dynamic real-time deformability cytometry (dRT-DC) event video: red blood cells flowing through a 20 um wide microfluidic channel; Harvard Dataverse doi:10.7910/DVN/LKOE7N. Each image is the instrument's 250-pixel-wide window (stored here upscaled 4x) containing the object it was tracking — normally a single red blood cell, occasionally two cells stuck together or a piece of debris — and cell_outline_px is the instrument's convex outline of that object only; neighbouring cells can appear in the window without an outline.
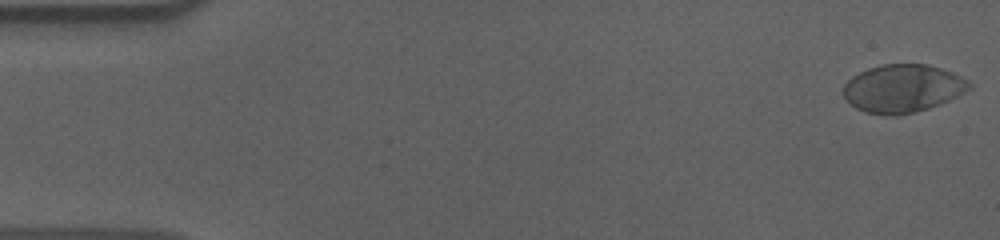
{"species": "human", "species_latin": "Homo sapiens", "temperature_condition": "cold", "stored_images_in_passage": 56, "camera_frame_rate_fps": 3000, "um_per_image_px": 0.085, "donor": {"sex": "male"}, "frame": {"image": 1, "passage_image": 1, "time_ms": 0.0, "image_size_px": [1000, 240], "cell_outline_px": [[972, 88], [940, 104], [928, 108], [896, 116], [892, 116], [864, 112], [856, 108], [844, 96], [844, 84], [852, 76], [868, 68], [884, 64], [924, 64], [940, 68], [952, 72], [968, 80], [972, 84]], "centroid_in_image_um": [76.73, 7.51], "position_along_channel_um": 8.3, "area_um2": 34.97}}
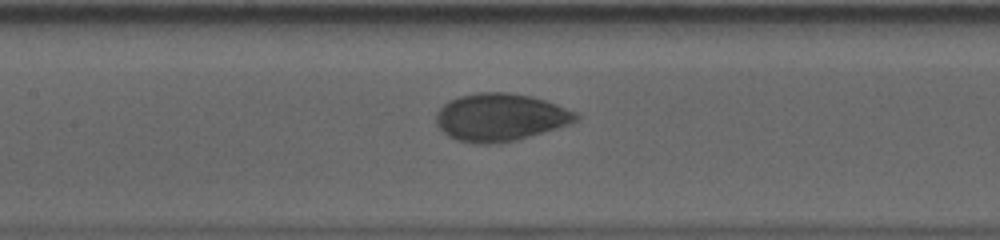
{"frame": {"image": 2, "passage_image": 26, "time_ms": 8.333, "image_size_px": [1000, 240], "cell_outline_px": [[580, 116], [576, 120], [568, 124], [556, 128], [516, 140], [500, 144], [476, 144], [456, 140], [448, 136], [436, 124], [436, 112], [448, 100], [460, 96], [476, 92], [508, 92], [532, 96], [556, 104], [576, 112]], "centroid_in_image_um": [42.49, 9.97], "position_along_channel_um": 164.9, "area_um2": 38.9}}
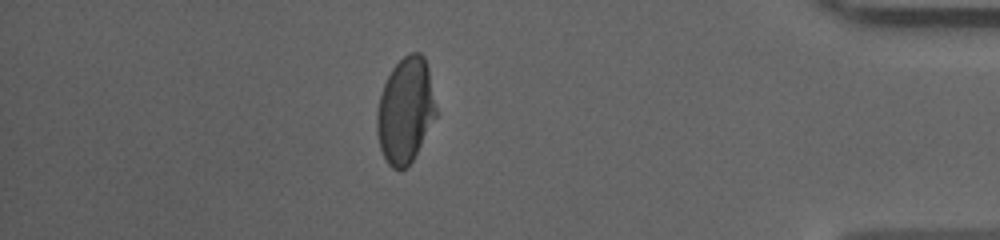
{"frame": {"image": 3, "passage_image": 49, "time_ms": 16.0, "image_size_px": [1000, 240], "cell_outline_px": [[436, 116], [412, 160], [400, 172], [392, 168], [388, 164], [380, 148], [376, 132], [376, 112], [380, 96], [384, 84], [392, 68], [408, 52], [420, 52], [424, 56], [428, 68], [436, 108]], "centroid_in_image_um": [34.44, 9.38], "position_along_channel_um": 400.8, "area_um2": 36.13}, "authors_computed_cell_mechanics": {"area_um2": 37.3966, "velocity_mm_per_s": 3.6129, "shape_relaxation_time_tau1_ms": 5.1208, "shape_relaxation_time_tau2_ms": 0.7203, "deformation_change_tau1": 0.1566, "deformation_change_tau2": 0.0335}}